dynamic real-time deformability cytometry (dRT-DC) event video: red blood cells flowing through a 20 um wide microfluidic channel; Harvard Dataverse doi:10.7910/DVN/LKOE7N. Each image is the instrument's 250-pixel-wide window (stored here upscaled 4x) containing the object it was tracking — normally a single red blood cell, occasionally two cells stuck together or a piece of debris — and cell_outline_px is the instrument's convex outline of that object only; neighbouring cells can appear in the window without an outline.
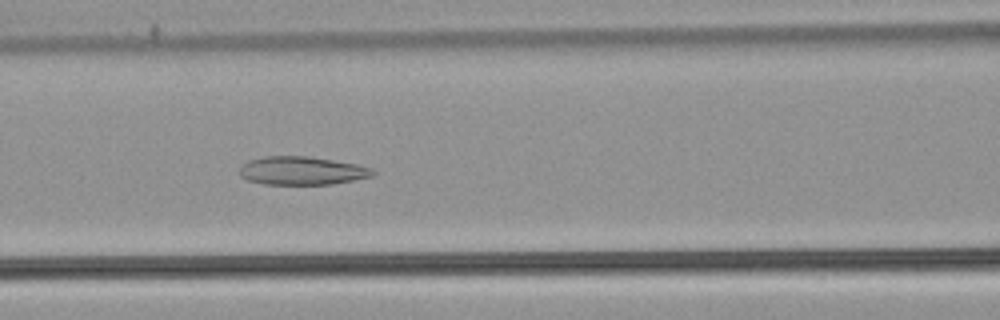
{"species": "common noctule bat (a hibernating species)", "species_latin": "Nyctalus noctula", "temperature_condition": "warm", "stored_images_in_passage": 54, "camera_frame_rate_fps": 3000, "um_per_image_px": 0.085, "animal": {"sex": "male", "body_mass_g": 21.5, "forearm_length_mm": 52.0}, "frame": {"image": 1, "passage_image": 24, "time_ms": 7.667, "image_size_px": [1000, 320], "cell_outline_px": [[376, 172], [372, 176], [332, 184], [264, 184], [248, 180], [240, 176], [240, 168], [248, 160], [264, 156], [308, 156], [356, 164], [372, 168]], "centroid_in_image_um": [25.65, 14.5], "position_along_channel_um": 141.0, "area_um2": 21.85}}
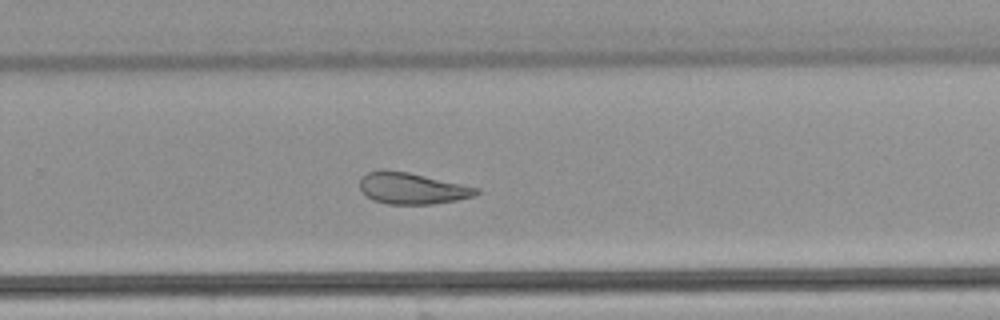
{"frame": {"image": 2, "passage_image": 36, "time_ms": 11.667, "image_size_px": [1000, 320], "cell_outline_px": [[480, 192], [472, 196], [456, 200], [432, 204], [388, 204], [372, 200], [360, 188], [360, 180], [368, 172], [380, 168], [384, 168], [408, 172], [480, 188]], "centroid_in_image_um": [35.0, 15.99], "position_along_channel_um": 294.8, "area_um2": 21.27}}
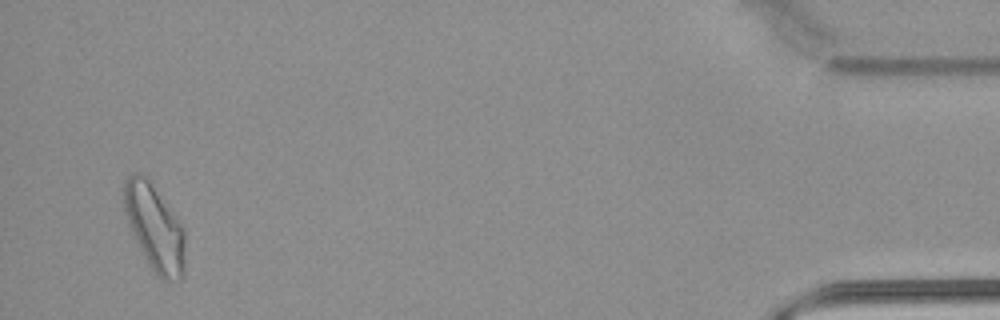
{"frame": {"image": 3, "passage_image": 52, "time_ms": 17.0, "image_size_px": [1000, 320], "cell_outline_px": [[184, 268], [180, 280], [164, 280], [156, 276], [128, 228], [124, 212], [124, 180], [132, 172], [140, 172], [148, 176], [152, 180], [180, 224], [184, 232]], "centroid_in_image_um": [13.1, 19.28], "position_along_channel_um": 422.1, "area_um2": 30.92}, "authors_computed_cell_mechanics": {"area_um2": 26.5302, "velocity_mm_per_s": 3.8563, "shape_relaxation_time_tau1_ms": null, "shape_relaxation_time_tau2_ms": 3.3983, "deformation_change_tau1": null, "deformation_change_tau2": 0.1068}}